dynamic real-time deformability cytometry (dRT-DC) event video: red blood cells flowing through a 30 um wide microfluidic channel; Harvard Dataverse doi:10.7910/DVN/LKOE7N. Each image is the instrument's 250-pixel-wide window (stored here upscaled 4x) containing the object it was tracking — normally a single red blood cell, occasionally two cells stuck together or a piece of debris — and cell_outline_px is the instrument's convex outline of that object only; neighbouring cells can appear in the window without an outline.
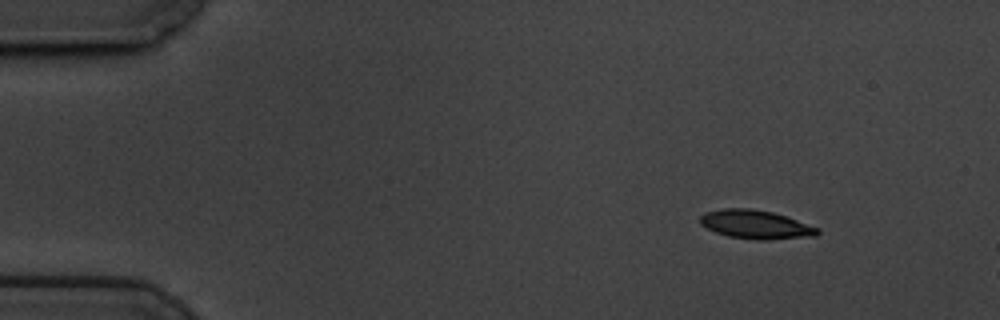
{"species": "common noctule bat (a hibernating species)", "species_latin": "Nyctalus noctula", "temperature_condition": "cold", "stored_images_in_passage": 7, "camera_frame_rate_fps": 3000, "um_per_image_px": 0.085, "animal": {"sex": "male", "body_mass_g": 19.5, "forearm_length_mm": 54.6}, "frame": {"image": 1, "passage_image": 1, "time_ms": 0.0, "image_size_px": [1000, 320], "cell_outline_px": [[820, 232], [816, 236], [764, 240], [756, 240], [728, 236], [716, 232], [700, 224], [700, 216], [704, 212], [724, 208], [748, 208], [772, 212], [820, 228]], "centroid_in_image_um": [64.23, 19.08], "position_along_channel_um": 20.8, "area_um2": 19.54}}